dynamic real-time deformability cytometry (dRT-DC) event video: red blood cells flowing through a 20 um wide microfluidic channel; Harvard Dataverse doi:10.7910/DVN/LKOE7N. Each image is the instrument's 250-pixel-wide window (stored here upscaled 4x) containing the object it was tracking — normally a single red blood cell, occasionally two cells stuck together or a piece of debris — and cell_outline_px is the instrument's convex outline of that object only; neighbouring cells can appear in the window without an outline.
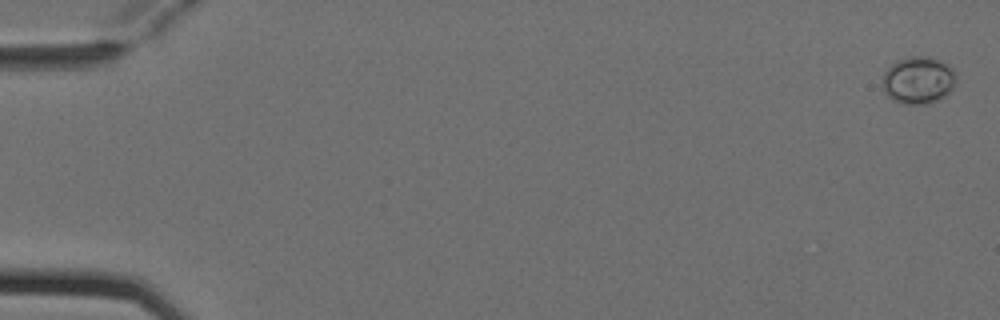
{"species": "Egyptian fruit bat (a non-hibernating species)", "species_latin": "Rousettus aegyptiacus", "temperature_condition": "cold", "stored_images_in_passage": 5, "camera_frame_rate_fps": 3000, "um_per_image_px": 0.085, "animal": {"sex": "female"}, "frame": {"image": 1, "passage_image": 1, "time_ms": 0.0, "image_size_px": [1000, 320], "cell_outline_px": [[956, 84], [940, 100], [928, 104], [900, 104], [892, 100], [884, 92], [884, 72], [896, 60], [908, 56], [928, 56], [948, 64], [956, 72]], "centroid_in_image_um": [78.07, 6.82], "position_along_channel_um": 6.9, "area_um2": 20.52}}
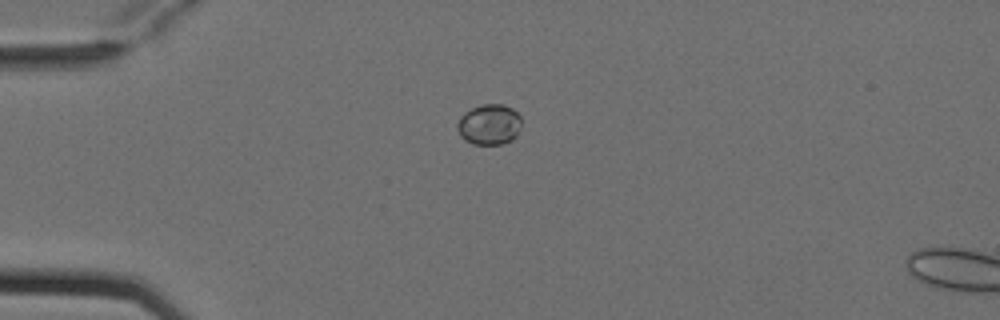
{"frame": {"image": 2, "passage_image": 4, "time_ms": 1.0, "image_size_px": [1000, 320], "cell_outline_px": [[520, 128], [516, 136], [512, 140], [500, 144], [472, 144], [464, 140], [460, 136], [456, 128], [456, 124], [460, 116], [464, 112], [480, 104], [504, 104], [512, 108], [520, 116]], "centroid_in_image_um": [41.55, 10.58], "position_along_channel_um": 43.4, "area_um2": 15.37}}